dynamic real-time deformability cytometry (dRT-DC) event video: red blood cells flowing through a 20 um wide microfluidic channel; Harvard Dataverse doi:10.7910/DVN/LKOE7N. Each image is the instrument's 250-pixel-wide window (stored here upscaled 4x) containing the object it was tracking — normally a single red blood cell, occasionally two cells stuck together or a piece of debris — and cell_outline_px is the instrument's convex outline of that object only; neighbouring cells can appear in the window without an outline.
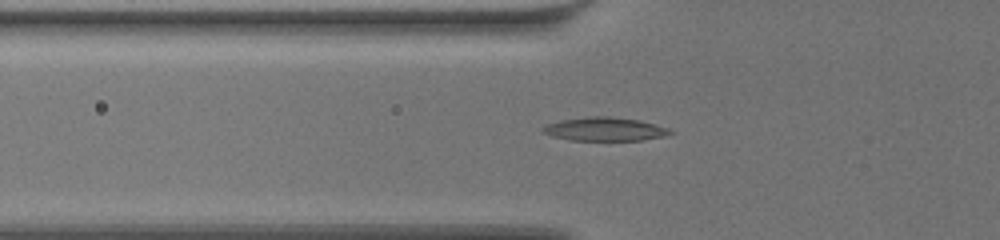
{"species": "common noctule bat (a hibernating species)", "species_latin": "Nyctalus noctula", "temperature_condition": "warm", "stored_images_in_passage": 60, "camera_frame_rate_fps": 3000, "um_per_image_px": 0.085, "animal": {"sex": "female", "body_mass_g": 19.5, "forearm_length_mm": 54.1}, "frame": {"image": 1, "passage_image": 23, "time_ms": 7.333, "image_size_px": [1000, 240], "cell_outline_px": [[676, 132], [668, 136], [640, 140], [568, 140], [552, 136], [540, 132], [540, 128], [548, 124], [560, 120], [588, 116], [608, 116], [640, 120], [668, 128]], "centroid_in_image_um": [51.4, 10.98], "position_along_channel_um": 74.4, "area_um2": 17.69}}
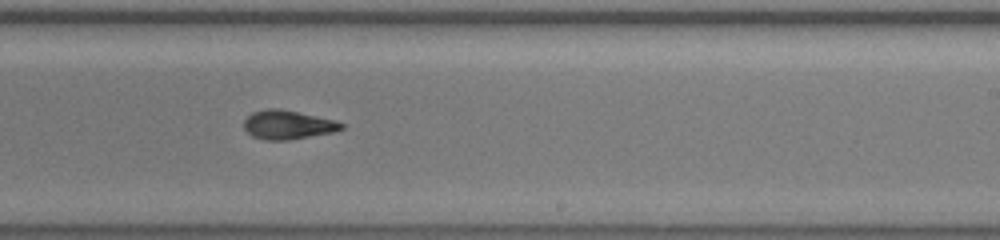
{"frame": {"image": 2, "passage_image": 39, "time_ms": 12.667, "image_size_px": [1000, 240], "cell_outline_px": [[344, 128], [332, 132], [288, 140], [264, 140], [252, 136], [244, 128], [244, 120], [252, 112], [268, 108], [280, 108], [336, 120], [344, 124]], "centroid_in_image_um": [24.45, 10.6], "position_along_channel_um": 264.5, "area_um2": 16.42}}
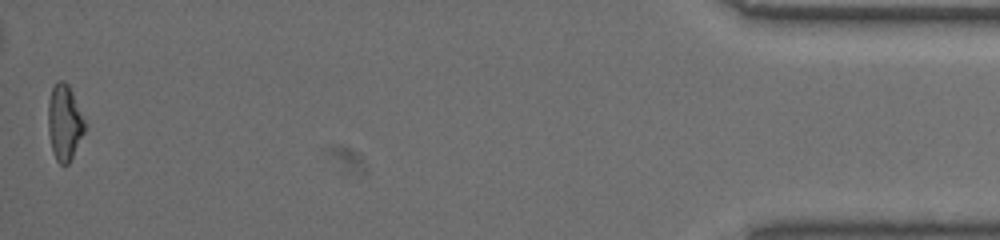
{"frame": {"image": 3, "passage_image": 60, "time_ms": 19.667, "image_size_px": [1000, 240], "cell_outline_px": [[84, 132], [68, 164], [60, 164], [56, 160], [52, 152], [48, 132], [48, 100], [52, 88], [60, 80], [64, 80], [68, 84], [72, 92], [84, 120]], "centroid_in_image_um": [5.44, 10.42], "position_along_channel_um": 429.8, "area_um2": 15.9}, "authors_computed_cell_mechanics": {"area_um2": 16.5308, "velocity_mm_per_s": 3.5581, "shape_relaxation_time_tau1_ms": null, "shape_relaxation_time_tau2_ms": 3.7841, "deformation_change_tau1": null, "deformation_change_tau2": 0.1008}}